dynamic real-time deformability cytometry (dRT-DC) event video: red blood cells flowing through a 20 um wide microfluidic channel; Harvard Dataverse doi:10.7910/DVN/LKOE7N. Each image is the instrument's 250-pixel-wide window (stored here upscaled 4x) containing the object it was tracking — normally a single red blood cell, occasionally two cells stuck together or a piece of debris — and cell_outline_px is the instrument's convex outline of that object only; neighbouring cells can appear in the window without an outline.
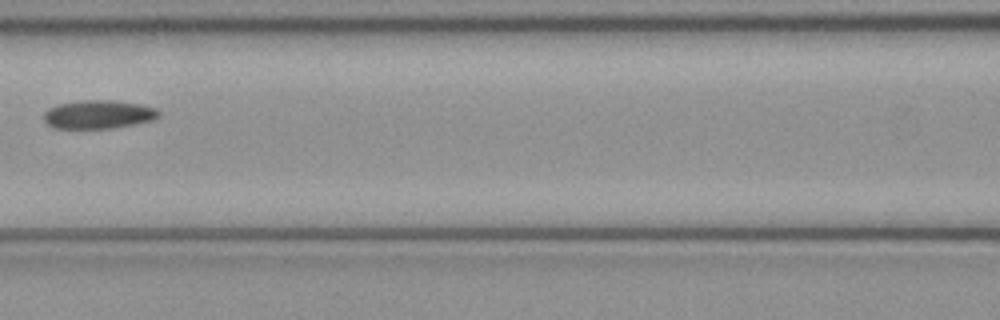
{"species": "common noctule bat (a hibernating species)", "species_latin": "Nyctalus noctula", "temperature_condition": "cold", "stored_images_in_passage": 5, "camera_frame_rate_fps": 3000, "um_per_image_px": 0.085, "animal": {"sex": "female", "body_mass_g": 21.9}, "frame": {"image": 1, "passage_image": 4, "time_ms": 1.0, "image_size_px": [1000, 320], "cell_outline_px": [[160, 116], [152, 120], [112, 128], [52, 128], [44, 120], [44, 112], [48, 108], [60, 104], [84, 100], [112, 100], [140, 104], [156, 108], [160, 112]], "centroid_in_image_um": [8.37, 9.72], "position_along_channel_um": 158.2, "area_um2": 18.96}}
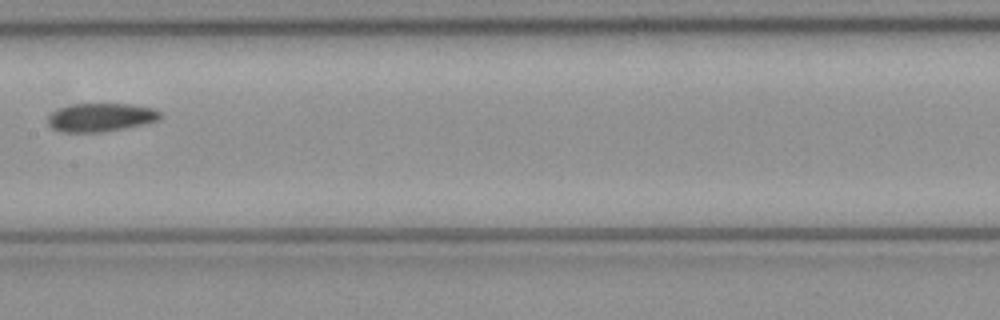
{"frame": {"image": 2, "passage_image": 5, "time_ms": 1.333, "image_size_px": [1000, 320], "cell_outline_px": [[160, 120], [148, 124], [104, 132], [60, 132], [52, 128], [48, 124], [48, 116], [52, 112], [60, 108], [72, 104], [132, 104], [152, 108], [160, 112]], "centroid_in_image_um": [8.58, 9.99], "position_along_channel_um": 198.8, "area_um2": 18.79}}